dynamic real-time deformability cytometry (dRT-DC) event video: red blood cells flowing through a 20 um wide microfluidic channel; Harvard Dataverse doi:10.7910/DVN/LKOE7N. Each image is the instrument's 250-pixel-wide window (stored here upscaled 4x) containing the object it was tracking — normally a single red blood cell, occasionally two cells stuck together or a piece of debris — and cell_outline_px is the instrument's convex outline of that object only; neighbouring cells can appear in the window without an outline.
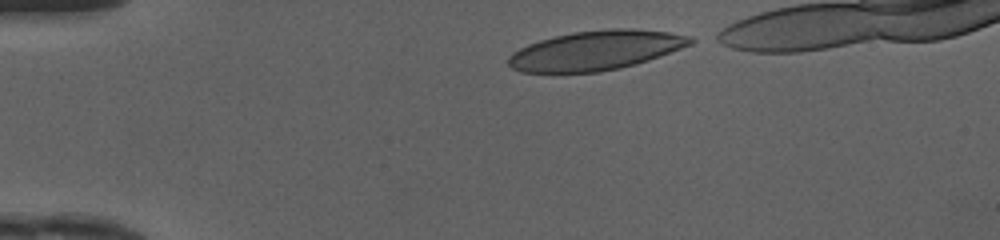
{"species": "human", "species_latin": "Homo sapiens", "temperature_condition": "cold", "stored_images_in_passage": 32, "camera_frame_rate_fps": 3000, "um_per_image_px": 0.085, "donor": {"sex": "female"}, "frame": {"image": 1, "passage_image": 1, "time_ms": 0.0, "image_size_px": [1000, 240], "cell_outline_px": [[700, 40], [692, 44], [648, 60], [636, 64], [620, 68], [600, 72], [520, 72], [512, 68], [508, 64], [508, 56], [512, 52], [528, 44], [540, 40], [572, 32], [608, 28], [632, 28], [668, 32], [692, 36]], "centroid_in_image_um": [50.67, 4.27], "position_along_channel_um": 34.3, "area_um2": 42.02}}
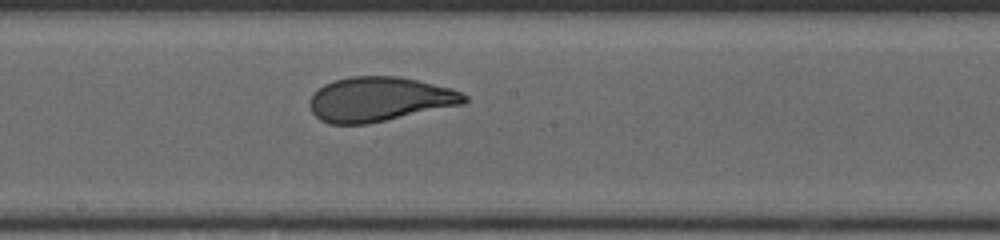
{"frame": {"image": 2, "passage_image": 18, "time_ms": 5.667, "image_size_px": [1000, 240], "cell_outline_px": [[468, 100], [464, 104], [368, 124], [328, 124], [320, 120], [312, 112], [308, 104], [312, 96], [324, 84], [336, 80], [352, 76], [400, 76], [452, 88], [468, 96]], "centroid_in_image_um": [32.27, 8.44], "position_along_channel_um": 215.9, "area_um2": 40.11}}
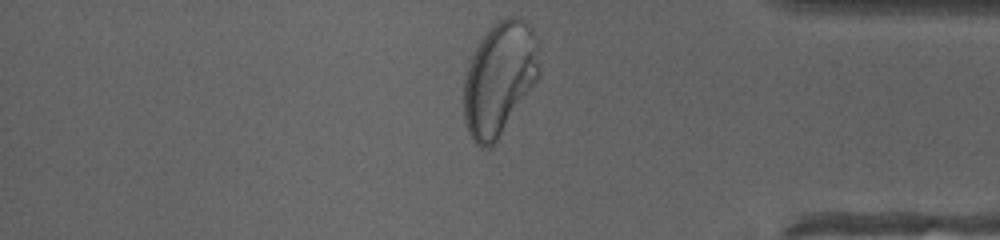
{"frame": {"image": 3, "passage_image": 32, "time_ms": 10.333, "image_size_px": [1000, 240], "cell_outline_px": [[540, 72], [536, 80], [492, 148], [484, 148], [476, 144], [472, 140], [468, 132], [464, 120], [464, 80], [472, 56], [476, 48], [492, 24], [504, 16], [520, 16], [532, 28], [540, 40]], "centroid_in_image_um": [42.48, 6.64], "position_along_channel_um": 392.7, "area_um2": 50.05}, "authors_computed_cell_mechanics": {"area_um2": 41.1825, "velocity_mm_per_s": 4.179, "shape_relaxation_time_tau1_ms": 6.9296, "shape_relaxation_time_tau2_ms": null, "deformation_change_tau1": 0.2481, "deformation_change_tau2": null}}